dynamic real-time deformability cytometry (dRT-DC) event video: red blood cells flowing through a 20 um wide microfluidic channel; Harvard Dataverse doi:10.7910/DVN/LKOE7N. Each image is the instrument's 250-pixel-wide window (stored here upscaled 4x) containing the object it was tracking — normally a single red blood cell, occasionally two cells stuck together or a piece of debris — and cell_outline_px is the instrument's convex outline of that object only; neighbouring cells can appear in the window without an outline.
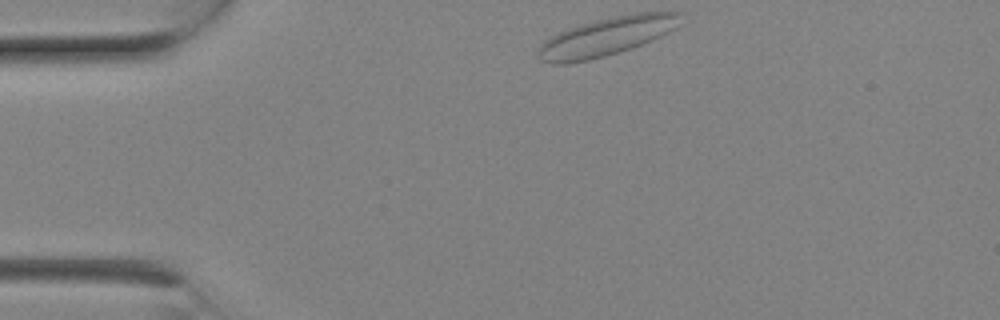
{"species": "Egyptian fruit bat (a non-hibernating species)", "species_latin": "Rousettus aegyptiacus", "temperature_condition": "room temperature", "stored_images_in_passage": 3, "camera_frame_rate_fps": 3000, "um_per_image_px": 0.085, "animal": {"sex": "female"}, "frame": {"image": 1, "passage_image": 1, "time_ms": 0.0, "image_size_px": [1000, 320], "cell_outline_px": [[684, 12], [680, 24], [676, 28], [652, 40], [604, 56], [588, 60], [568, 64], [552, 64], [540, 60], [536, 52], [540, 44], [544, 40], [568, 28], [596, 20], [636, 12]], "centroid_in_image_um": [51.54, 3.1], "position_along_channel_um": 33.5, "area_um2": 31.73}}